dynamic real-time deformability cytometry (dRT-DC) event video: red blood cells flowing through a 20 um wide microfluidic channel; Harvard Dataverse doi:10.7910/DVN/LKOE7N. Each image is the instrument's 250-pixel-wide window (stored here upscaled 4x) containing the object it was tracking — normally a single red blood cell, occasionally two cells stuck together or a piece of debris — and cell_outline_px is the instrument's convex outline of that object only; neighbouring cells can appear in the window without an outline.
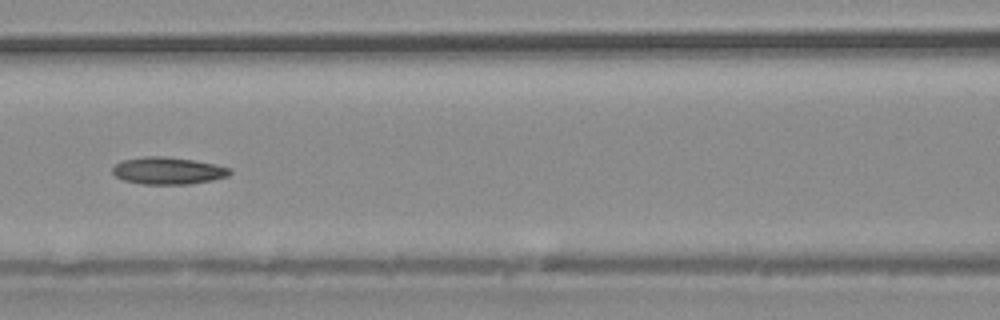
{"species": "common noctule bat (a hibernating species)", "species_latin": "Nyctalus noctula", "temperature_condition": "warm", "stored_images_in_passage": 39, "camera_frame_rate_fps": 3000, "um_per_image_px": 0.085, "animal": {"sex": "male", "body_mass_g": 20.4}, "frame": {"image": 1, "passage_image": 17, "time_ms": 5.333, "image_size_px": [1000, 320], "cell_outline_px": [[232, 172], [228, 176], [212, 180], [188, 184], [144, 184], [124, 180], [116, 176], [112, 172], [112, 168], [120, 160], [144, 156], [164, 156], [196, 160], [216, 164], [232, 168]], "centroid_in_image_um": [14.3, 14.5], "position_along_channel_um": 152.3, "area_um2": 18.73}}
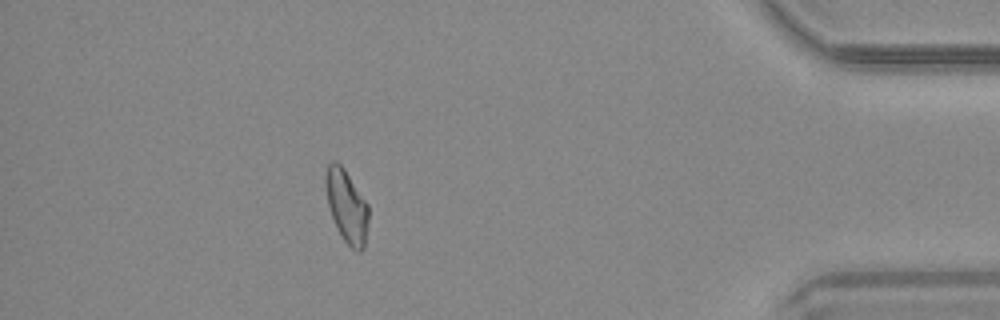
{"frame": {"image": 2, "passage_image": 34, "time_ms": 11.0, "image_size_px": [1000, 320], "cell_outline_px": [[368, 220], [364, 248], [360, 252], [356, 252], [340, 236], [336, 228], [328, 204], [324, 184], [324, 176], [328, 164], [332, 160], [336, 160], [344, 168], [368, 204]], "centroid_in_image_um": [29.45, 17.51], "position_along_channel_um": 405.8, "area_um2": 18.32}}